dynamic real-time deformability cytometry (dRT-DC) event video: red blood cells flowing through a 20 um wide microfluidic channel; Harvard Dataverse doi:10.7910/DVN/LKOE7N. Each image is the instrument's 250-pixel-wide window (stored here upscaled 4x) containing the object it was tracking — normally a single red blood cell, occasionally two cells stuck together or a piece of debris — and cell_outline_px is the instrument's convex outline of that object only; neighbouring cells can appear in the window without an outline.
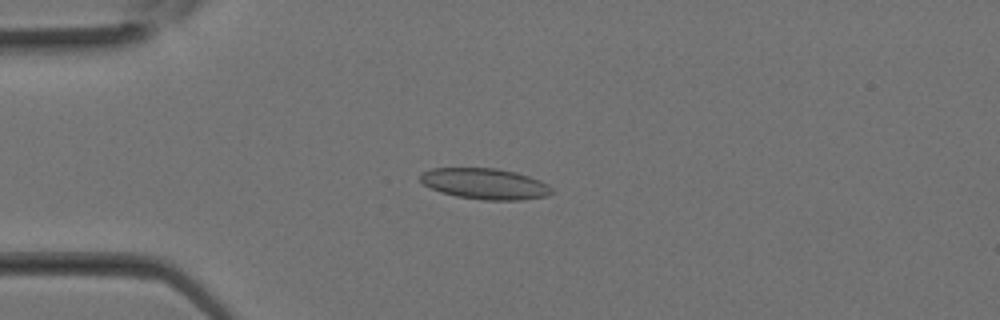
{"species": "Egyptian fruit bat (a non-hibernating species)", "species_latin": "Rousettus aegyptiacus", "temperature_condition": "room temperature", "stored_images_in_passage": 12, "camera_frame_rate_fps": 3000, "um_per_image_px": 0.085, "animal": {"sex": "female"}, "frame": {"image": 1, "passage_image": 7, "time_ms": 2.0, "image_size_px": [1000, 320], "cell_outline_px": [[556, 192], [548, 196], [520, 200], [484, 200], [456, 196], [440, 192], [424, 184], [420, 180], [420, 176], [424, 172], [432, 168], [496, 168], [516, 172], [540, 180], [548, 184]], "centroid_in_image_um": [41.27, 15.63], "position_along_channel_um": 43.7, "area_um2": 23.76}}
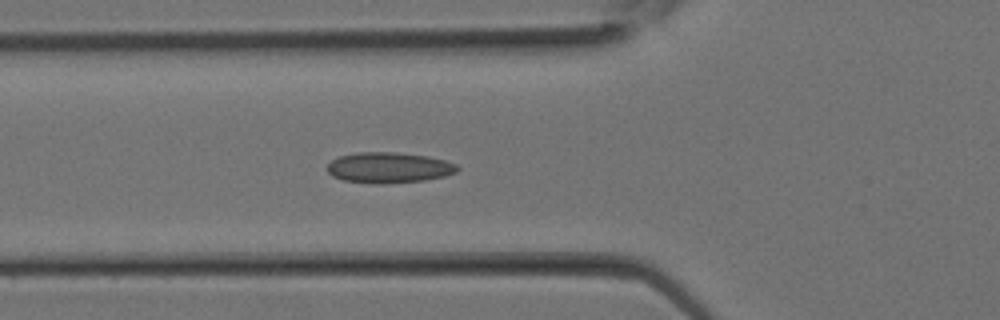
{"frame": {"image": 2, "passage_image": 10, "time_ms": 3.0, "image_size_px": [1000, 320], "cell_outline_px": [[460, 168], [456, 172], [444, 176], [424, 180], [384, 184], [376, 184], [344, 180], [332, 176], [324, 168], [332, 160], [340, 156], [356, 152], [396, 152], [428, 156], [444, 160], [456, 164]], "centroid_in_image_um": [33.03, 14.25], "position_along_channel_um": 92.8, "area_um2": 23.35}}
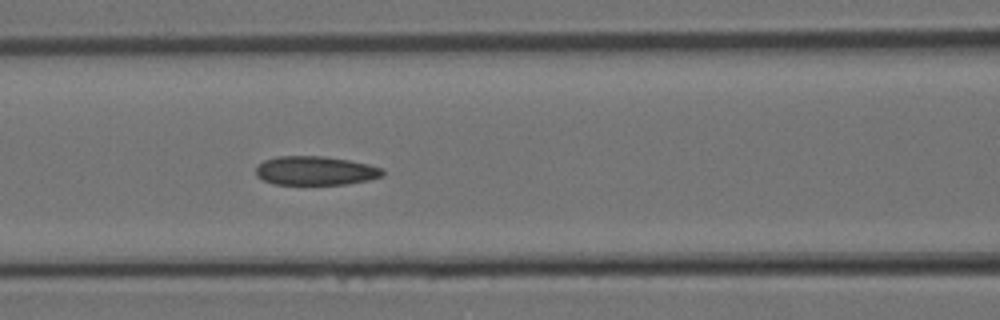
{"frame": {"image": 3, "passage_image": 12, "time_ms": 3.667, "image_size_px": [1000, 320], "cell_outline_px": [[384, 176], [368, 180], [344, 184], [276, 184], [264, 180], [256, 176], [256, 164], [264, 160], [276, 156], [324, 156], [348, 160], [368, 164], [384, 168]], "centroid_in_image_um": [26.81, 14.5], "position_along_channel_um": 139.8, "area_um2": 21.44}}